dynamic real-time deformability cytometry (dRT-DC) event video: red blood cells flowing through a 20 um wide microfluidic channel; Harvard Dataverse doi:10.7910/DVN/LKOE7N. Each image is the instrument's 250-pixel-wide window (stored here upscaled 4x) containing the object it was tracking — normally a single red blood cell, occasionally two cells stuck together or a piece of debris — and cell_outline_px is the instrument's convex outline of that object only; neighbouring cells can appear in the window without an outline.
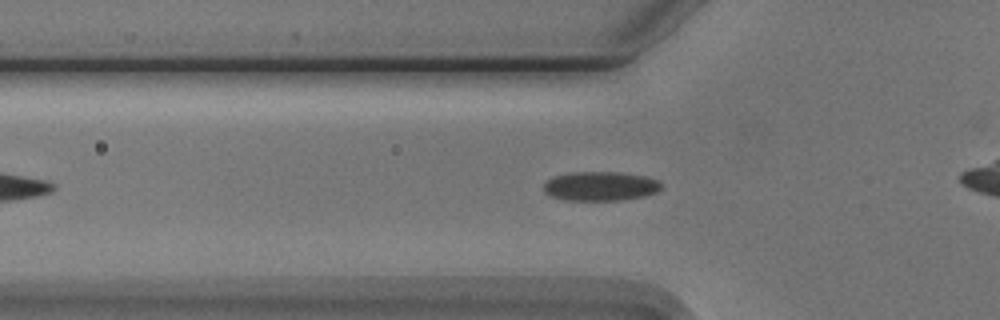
{"species": "Egyptian fruit bat (a non-hibernating species)", "species_latin": "Rousettus aegyptiacus", "temperature_condition": "cold", "stored_images_in_passage": 40, "camera_frame_rate_fps": 3000, "um_per_image_px": 0.085, "animal": {"sex": "male"}, "frame": {"image": 1, "passage_image": 11, "time_ms": 3.333, "image_size_px": [1000, 320], "cell_outline_px": [[664, 184], [656, 192], [644, 196], [624, 200], [564, 200], [552, 196], [544, 192], [544, 184], [548, 180], [556, 176], [572, 172], [616, 172], [644, 176], [656, 180]], "centroid_in_image_um": [51.04, 15.83], "position_along_channel_um": 74.8, "area_um2": 19.88}}
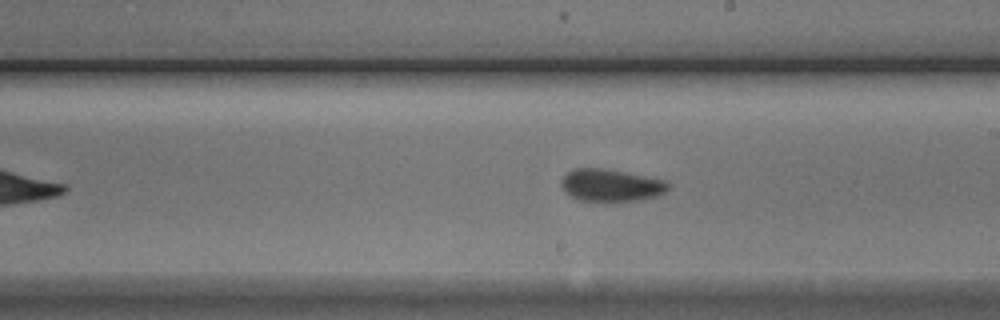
{"frame": {"image": 2, "passage_image": 24, "time_ms": 7.667, "image_size_px": [1000, 320], "cell_outline_px": [[672, 184], [664, 192], [656, 196], [644, 200], [608, 204], [604, 204], [580, 200], [564, 192], [560, 184], [560, 180], [572, 168], [600, 168], [664, 180]], "centroid_in_image_um": [51.9, 15.81], "position_along_channel_um": 237.1, "area_um2": 20.75}}
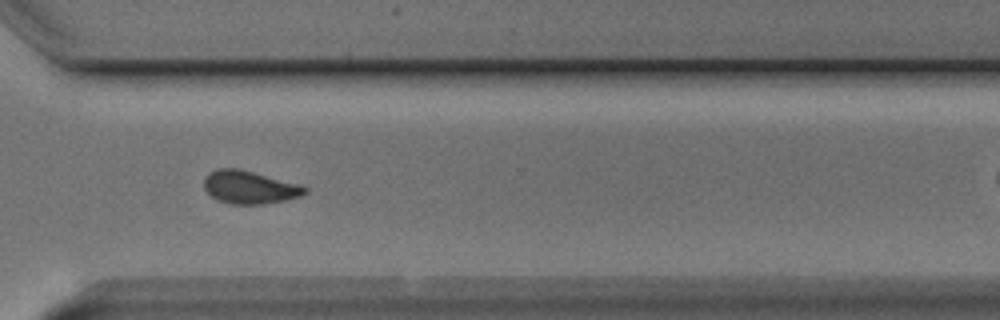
{"frame": {"image": 3, "passage_image": 33, "time_ms": 10.667, "image_size_px": [1000, 320], "cell_outline_px": [[308, 192], [300, 196], [284, 200], [264, 204], [228, 204], [216, 200], [204, 188], [204, 176], [208, 172], [216, 168], [236, 168], [304, 184], [308, 188]], "centroid_in_image_um": [21.22, 15.91], "position_along_channel_um": 349.4, "area_um2": 19.71}, "authors_computed_cell_mechanics": {"area_um2": 19.8254, "velocity_mm_per_s": 3.7429, "shape_relaxation_time_tau1_ms": 5.7128, "shape_relaxation_time_tau2_ms": 2.8672, "deformation_change_tau1": 0.1117, "deformation_change_tau2": 0.0845}}